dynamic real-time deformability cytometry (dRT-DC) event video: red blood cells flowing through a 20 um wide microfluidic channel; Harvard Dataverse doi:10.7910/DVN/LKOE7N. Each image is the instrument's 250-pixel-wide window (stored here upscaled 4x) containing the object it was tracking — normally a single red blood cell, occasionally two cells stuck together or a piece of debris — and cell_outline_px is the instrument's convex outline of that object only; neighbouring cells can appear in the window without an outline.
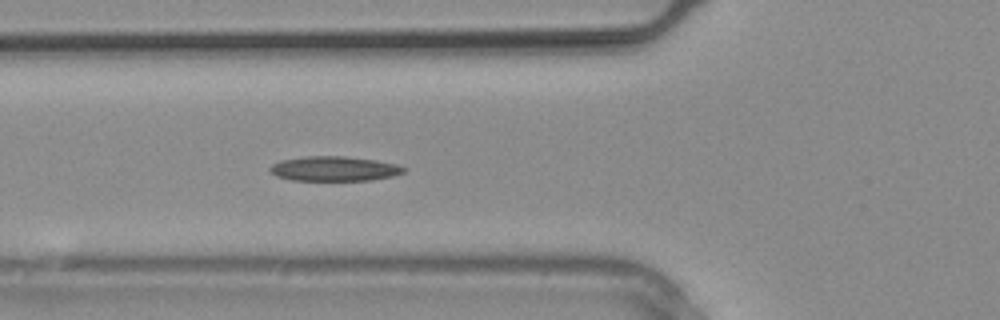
{"species": "common noctule bat (a hibernating species)", "species_latin": "Nyctalus noctula", "temperature_condition": "warm", "stored_images_in_passage": 8, "camera_frame_rate_fps": 3000, "um_per_image_px": 0.085, "animal": {"sex": "male", "body_mass_g": 20.4}, "frame": {"image": 1, "passage_image": 8, "time_ms": 2.333, "image_size_px": [1000, 320], "cell_outline_px": [[408, 168], [404, 172], [392, 176], [372, 180], [292, 180], [276, 176], [268, 168], [272, 164], [280, 160], [304, 156], [344, 156], [376, 160], [396, 164]], "centroid_in_image_um": [28.41, 14.33], "position_along_channel_um": 97.4, "area_um2": 19.31}}